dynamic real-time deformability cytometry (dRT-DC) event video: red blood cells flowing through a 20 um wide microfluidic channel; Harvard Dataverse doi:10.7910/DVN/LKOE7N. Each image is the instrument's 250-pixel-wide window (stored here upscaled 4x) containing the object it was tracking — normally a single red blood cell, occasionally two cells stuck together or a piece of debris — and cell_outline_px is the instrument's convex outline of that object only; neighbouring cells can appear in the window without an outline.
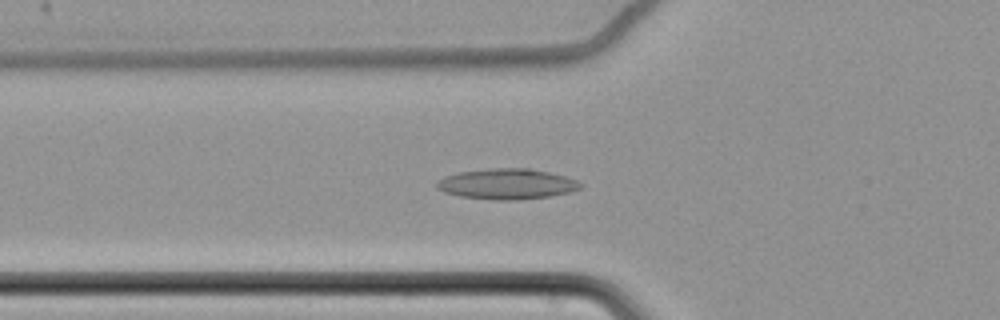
{"species": "common noctule bat (a hibernating species)", "species_latin": "Nyctalus noctula", "temperature_condition": "cold", "stored_images_in_passage": 52, "camera_frame_rate_fps": 3000, "um_per_image_px": 0.085, "animal": {"sex": "female", "body_mass_g": 22.7, "forearm_length_mm": 54.2}, "frame": {"image": 1, "passage_image": 32, "time_ms": 10.333, "image_size_px": [1000, 320], "cell_outline_px": [[584, 184], [580, 188], [572, 192], [548, 196], [516, 200], [496, 200], [460, 196], [444, 192], [436, 188], [436, 184], [444, 176], [460, 172], [488, 168], [528, 168], [548, 172], [564, 176], [576, 180]], "centroid_in_image_um": [43.09, 15.64], "position_along_channel_um": 82.7, "area_um2": 25.49}}
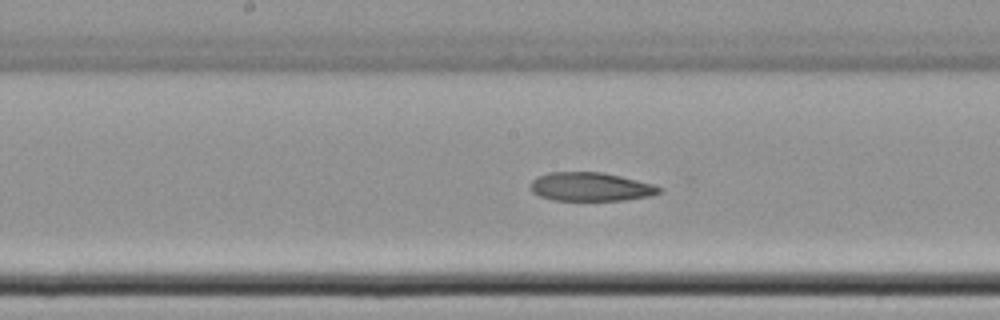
{"frame": {"image": 2, "passage_image": 42, "time_ms": 13.667, "image_size_px": [1000, 320], "cell_outline_px": [[664, 192], [652, 196], [624, 200], [552, 200], [540, 196], [532, 192], [532, 180], [536, 176], [548, 172], [600, 172], [620, 176], [652, 184], [664, 188]], "centroid_in_image_um": [50.24, 15.88], "position_along_channel_um": 198.0, "area_um2": 21.56}}
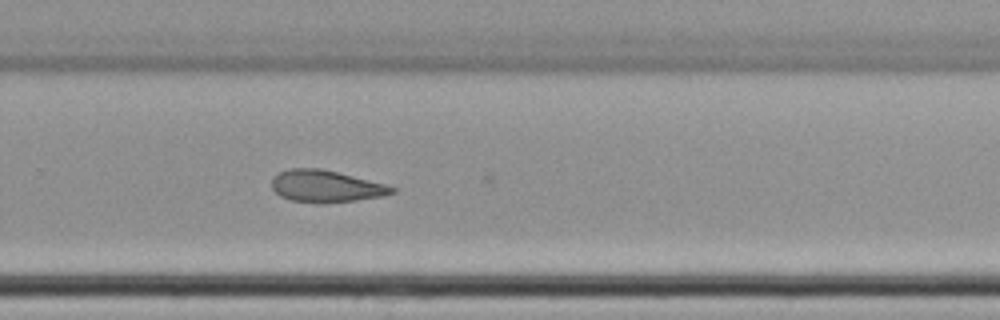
{"frame": {"image": 3, "passage_image": 51, "time_ms": 16.667, "image_size_px": [1000, 320], "cell_outline_px": [[396, 192], [384, 196], [356, 200], [320, 204], [292, 200], [280, 196], [272, 188], [272, 176], [288, 168], [320, 168], [384, 184], [396, 188]], "centroid_in_image_um": [27.67, 15.84], "position_along_channel_um": 302.1, "area_um2": 22.31}}